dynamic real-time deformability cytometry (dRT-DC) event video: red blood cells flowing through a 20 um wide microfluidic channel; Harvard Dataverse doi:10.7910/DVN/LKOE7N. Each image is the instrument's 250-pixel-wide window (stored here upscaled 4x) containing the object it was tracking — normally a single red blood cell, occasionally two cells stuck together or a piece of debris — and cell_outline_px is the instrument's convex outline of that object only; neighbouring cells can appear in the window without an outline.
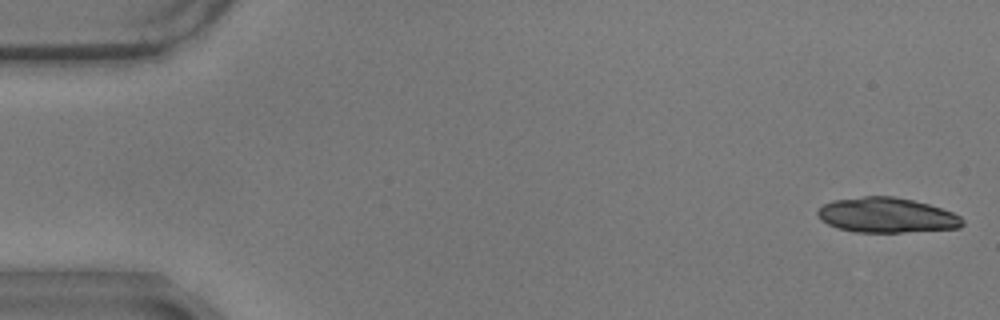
{"species": "common noctule bat (a hibernating species)", "species_latin": "Nyctalus noctula", "temperature_condition": "warm", "stored_images_in_passage": 52, "camera_frame_rate_fps": 3000, "um_per_image_px": 0.085, "animal": {"sex": "male", "body_mass_g": 17.9}, "frame": {"image": 1, "passage_image": 2, "time_ms": 0.333, "image_size_px": [1000, 320], "cell_outline_px": [[964, 224], [960, 228], [900, 232], [856, 232], [836, 228], [820, 220], [816, 212], [824, 204], [832, 200], [864, 196], [892, 196], [912, 200], [928, 204], [952, 212], [960, 216], [964, 220]], "centroid_in_image_um": [75.35, 18.29], "position_along_channel_um": 9.7, "area_um2": 29.54}}
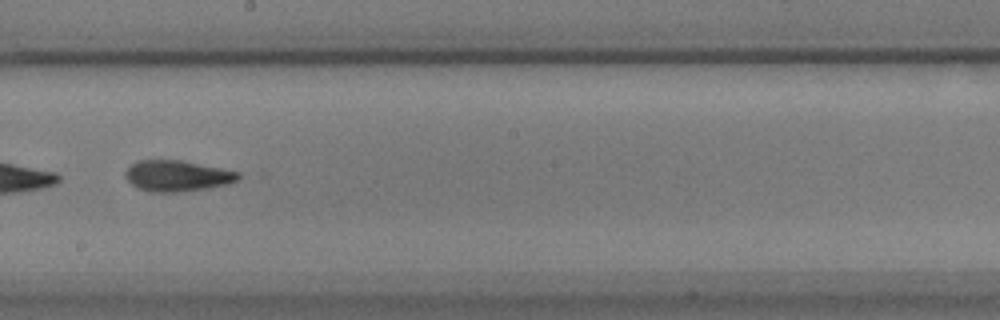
{"frame": {"image": 2, "passage_image": 33, "time_ms": 10.667, "image_size_px": [1000, 320], "cell_outline_px": [[240, 180], [228, 184], [208, 188], [180, 192], [152, 192], [136, 188], [124, 176], [124, 172], [132, 164], [140, 160], [180, 160], [240, 172]], "centroid_in_image_um": [15.07, 14.96], "position_along_channel_um": 233.1, "area_um2": 20.4}}
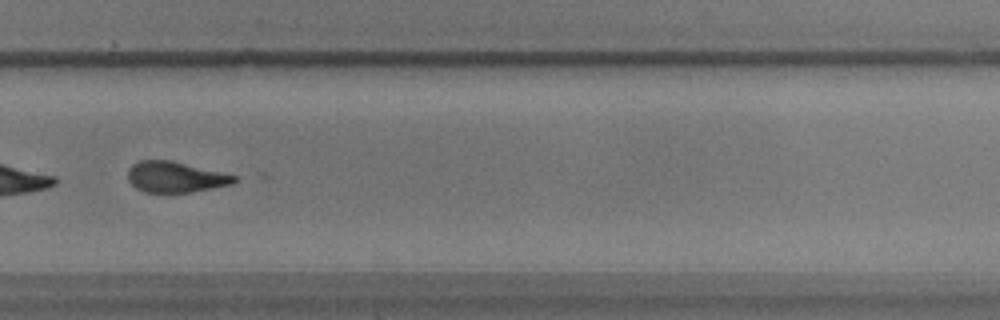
{"frame": {"image": 3, "passage_image": 40, "time_ms": 13.0, "image_size_px": [1000, 320], "cell_outline_px": [[236, 180], [232, 184], [212, 188], [188, 192], [144, 192], [136, 188], [128, 180], [128, 168], [132, 164], [140, 160], [172, 160], [236, 176]], "centroid_in_image_um": [14.86, 15.04], "position_along_channel_um": 314.9, "area_um2": 18.9}}